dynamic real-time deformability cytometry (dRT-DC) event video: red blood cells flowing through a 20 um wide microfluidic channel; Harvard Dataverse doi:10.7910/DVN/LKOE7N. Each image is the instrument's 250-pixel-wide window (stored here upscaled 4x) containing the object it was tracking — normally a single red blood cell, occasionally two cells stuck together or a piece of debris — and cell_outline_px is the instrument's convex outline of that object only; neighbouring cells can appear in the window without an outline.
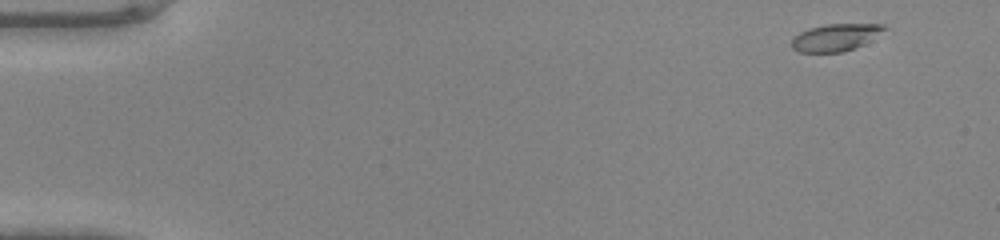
{"species": "common noctule bat (a hibernating species)", "species_latin": "Nyctalus noctula", "temperature_condition": "warm", "stored_images_in_passage": 46, "camera_frame_rate_fps": 3000, "um_per_image_px": 0.085, "animal": {"sex": "male", "body_mass_g": 20.0, "forearm_length_mm": 53.3}, "frame": {"image": 1, "passage_image": 1, "time_ms": 0.0, "image_size_px": [1000, 240], "cell_outline_px": [[888, 28], [864, 44], [844, 52], [800, 52], [792, 48], [792, 36], [808, 28], [828, 24], [884, 24]], "centroid_in_image_um": [71.01, 3.18], "position_along_channel_um": 14.0, "area_um2": 14.68}}
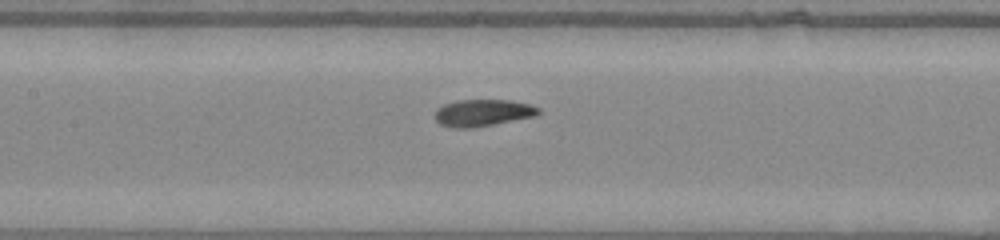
{"frame": {"image": 2, "passage_image": 21, "time_ms": 6.667, "image_size_px": [1000, 240], "cell_outline_px": [[540, 112], [536, 116], [472, 128], [456, 128], [440, 124], [436, 120], [436, 108], [444, 104], [456, 100], [508, 100], [528, 104], [540, 108]], "centroid_in_image_um": [41.03, 9.58], "position_along_channel_um": 166.4, "area_um2": 16.13}}
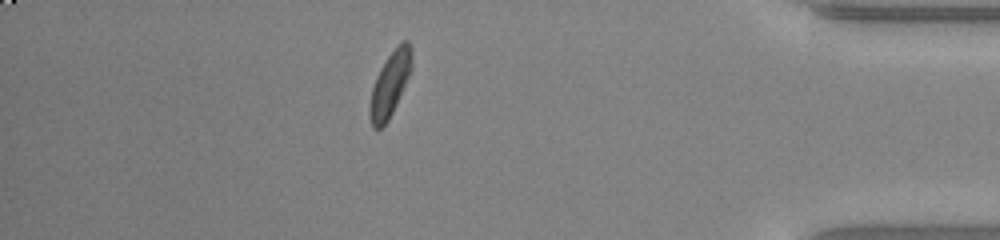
{"frame": {"image": 3, "passage_image": 40, "time_ms": 13.0, "image_size_px": [1000, 240], "cell_outline_px": [[412, 68], [396, 104], [388, 120], [380, 128], [372, 128], [368, 116], [368, 104], [372, 88], [376, 76], [380, 68], [388, 56], [400, 40], [408, 40], [412, 48]], "centroid_in_image_um": [33.13, 7.13], "position_along_channel_um": 402.1, "area_um2": 15.95}}